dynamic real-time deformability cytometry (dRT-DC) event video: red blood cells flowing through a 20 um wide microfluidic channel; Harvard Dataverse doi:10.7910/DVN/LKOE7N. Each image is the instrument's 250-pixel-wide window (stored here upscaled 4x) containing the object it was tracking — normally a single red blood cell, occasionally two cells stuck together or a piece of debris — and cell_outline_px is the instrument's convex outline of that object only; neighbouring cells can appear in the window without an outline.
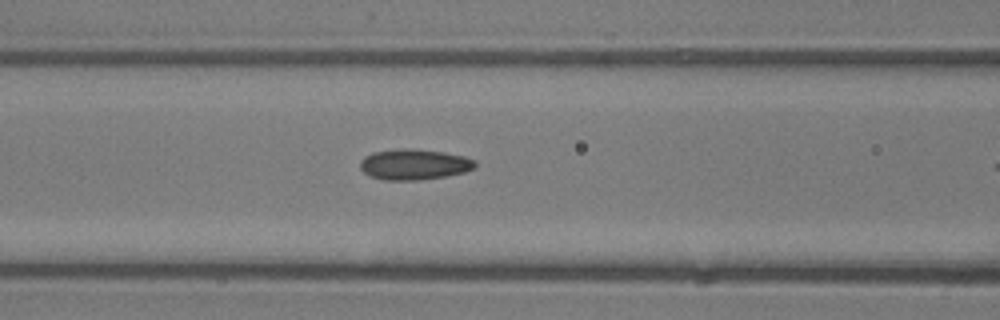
{"species": "common noctule bat (a hibernating species)", "species_latin": "Nyctalus noctula", "temperature_condition": "room temperature", "stored_images_in_passage": 10, "camera_frame_rate_fps": 3000, "um_per_image_px": 0.085, "animal": {"sex": "male", "body_mass_g": 13.3}, "frame": {"image": 1, "passage_image": 9, "time_ms": 2.667, "image_size_px": [1000, 320], "cell_outline_px": [[476, 168], [464, 172], [444, 176], [416, 180], [384, 180], [372, 176], [364, 172], [360, 168], [360, 160], [364, 156], [372, 152], [400, 148], [412, 148], [444, 152], [464, 156], [476, 160]], "centroid_in_image_um": [35.2, 13.96], "position_along_channel_um": 131.4, "area_um2": 20.63}}